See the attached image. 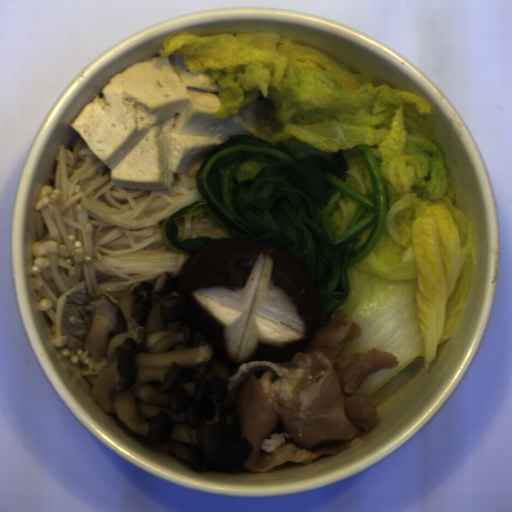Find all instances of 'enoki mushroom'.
Listing matches in <instances>:
<instances>
[{
  "label": "enoki mushroom",
  "mask_w": 512,
  "mask_h": 512,
  "mask_svg": "<svg viewBox=\"0 0 512 512\" xmlns=\"http://www.w3.org/2000/svg\"><path fill=\"white\" fill-rule=\"evenodd\" d=\"M177 240L185 241L195 238H209L215 241L234 240L229 230L208 213L201 212L189 217H177Z\"/></svg>",
  "instance_id": "6df1b440"
},
{
  "label": "enoki mushroom",
  "mask_w": 512,
  "mask_h": 512,
  "mask_svg": "<svg viewBox=\"0 0 512 512\" xmlns=\"http://www.w3.org/2000/svg\"><path fill=\"white\" fill-rule=\"evenodd\" d=\"M32 208L36 240L30 271L40 311L50 319L54 347L71 376L91 394L95 361L84 306L106 296L118 302L131 284L154 283L163 273L179 279L186 255L165 245L162 226L202 197L196 175L205 157L176 173L168 189L119 188L110 168L83 137L60 145Z\"/></svg>",
  "instance_id": "cea9216a"
}]
</instances>
